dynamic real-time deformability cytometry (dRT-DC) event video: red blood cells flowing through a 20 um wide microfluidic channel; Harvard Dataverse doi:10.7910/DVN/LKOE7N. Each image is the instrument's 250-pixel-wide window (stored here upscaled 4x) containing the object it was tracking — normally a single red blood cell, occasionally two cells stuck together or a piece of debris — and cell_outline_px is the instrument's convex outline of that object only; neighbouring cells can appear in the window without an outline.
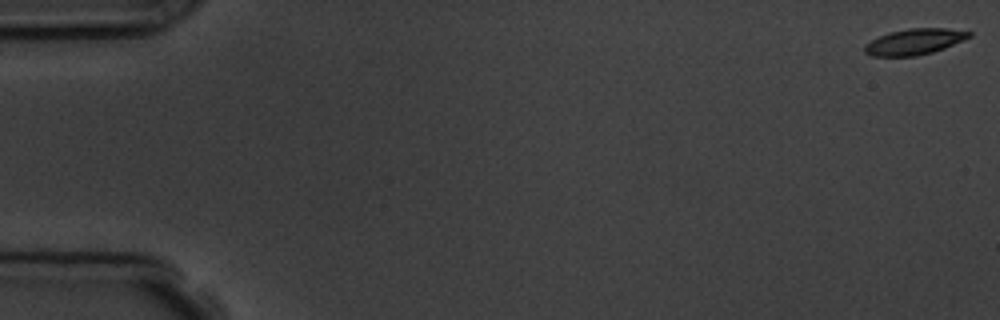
{"species": "common noctule bat (a hibernating species)", "species_latin": "Nyctalus noctula", "temperature_condition": "room temperature", "stored_images_in_passage": 9, "camera_frame_rate_fps": 3000, "um_per_image_px": 0.085, "animal": {"sex": "male", "body_mass_g": 19.5, "forearm_length_mm": 54.6}, "frame": {"image": 1, "passage_image": 1, "time_ms": 0.0, "image_size_px": [1000, 320], "cell_outline_px": [[972, 36], [944, 48], [932, 52], [916, 56], [872, 56], [864, 52], [864, 44], [880, 36], [892, 32], [908, 28], [948, 28], [972, 32]], "centroid_in_image_um": [77.73, 3.54], "position_along_channel_um": 7.3, "area_um2": 15.66}}